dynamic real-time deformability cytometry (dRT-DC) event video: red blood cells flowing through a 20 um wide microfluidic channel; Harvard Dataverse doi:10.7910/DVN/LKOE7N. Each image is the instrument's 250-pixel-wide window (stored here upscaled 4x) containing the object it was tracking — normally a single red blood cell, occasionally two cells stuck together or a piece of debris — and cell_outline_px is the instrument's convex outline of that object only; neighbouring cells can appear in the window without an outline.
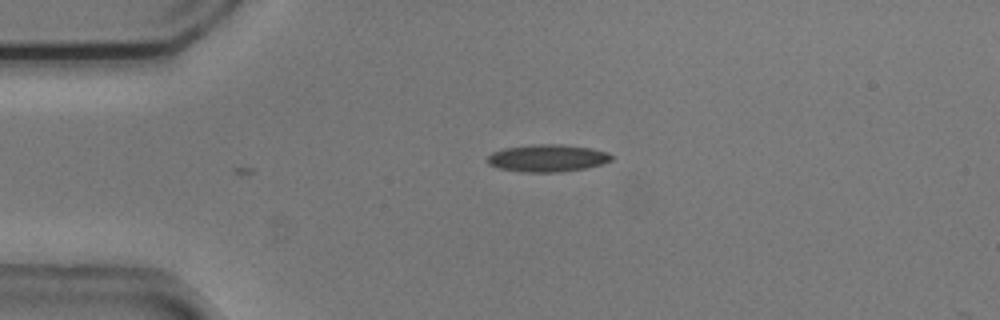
{"species": "common noctule bat (a hibernating species)", "species_latin": "Nyctalus noctula", "temperature_condition": "cold", "stored_images_in_passage": 4, "camera_frame_rate_fps": 3000, "um_per_image_px": 0.085, "animal": {"sex": "male", "body_mass_g": 20.5, "forearm_length_mm": 52.5}, "frame": {"image": 1, "passage_image": 4, "time_ms": 1.0, "image_size_px": [1000, 320], "cell_outline_px": [[612, 160], [604, 164], [584, 168], [560, 172], [524, 172], [500, 168], [488, 164], [488, 156], [492, 152], [504, 148], [536, 144], [560, 144], [592, 148], [608, 152], [612, 156]], "centroid_in_image_um": [46.56, 13.43], "position_along_channel_um": 38.4, "area_um2": 19.71}}